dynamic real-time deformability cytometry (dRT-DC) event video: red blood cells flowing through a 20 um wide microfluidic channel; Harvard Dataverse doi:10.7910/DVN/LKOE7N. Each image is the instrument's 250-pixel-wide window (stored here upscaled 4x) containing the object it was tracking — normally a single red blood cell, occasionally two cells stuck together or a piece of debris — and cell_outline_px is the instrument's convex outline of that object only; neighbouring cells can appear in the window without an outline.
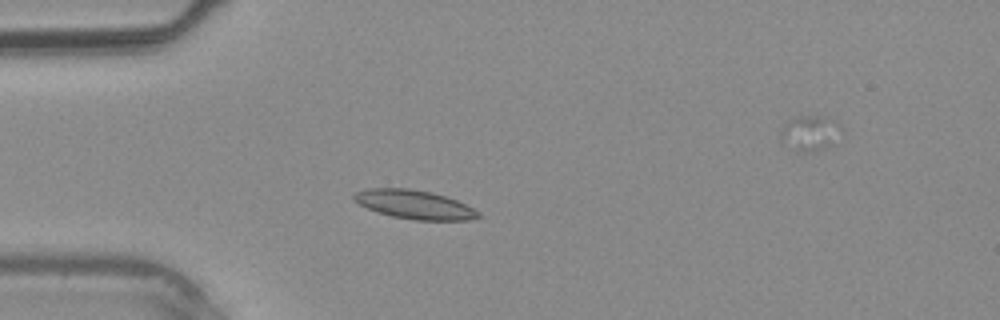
{"species": "common noctule bat (a hibernating species)", "species_latin": "Nyctalus noctula", "temperature_condition": "warm", "stored_images_in_passage": 4, "segment_of_instrument_passage": [1, 2], "camera_frame_rate_fps": 3000, "um_per_image_px": 0.085, "animal": {"sex": "male", "body_mass_g": 20.4}, "frame": {"image": 1, "passage_image": 3, "time_ms": 2.333, "image_size_px": [1000, 320], "cell_outline_px": [[480, 216], [472, 220], [416, 220], [392, 216], [368, 208], [352, 200], [352, 196], [356, 192], [368, 188], [408, 188], [432, 192], [456, 200], [480, 212]], "centroid_in_image_um": [35.22, 17.38], "position_along_channel_um": 49.8, "area_um2": 20.69}}